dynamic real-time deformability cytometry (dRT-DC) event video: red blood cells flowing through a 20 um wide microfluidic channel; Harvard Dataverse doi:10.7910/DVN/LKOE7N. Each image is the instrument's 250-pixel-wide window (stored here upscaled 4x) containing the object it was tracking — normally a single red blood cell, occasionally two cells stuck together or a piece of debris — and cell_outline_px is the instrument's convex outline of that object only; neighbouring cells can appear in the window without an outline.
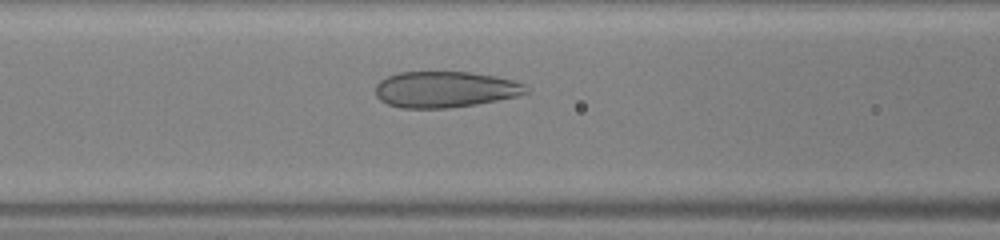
{"species": "human", "species_latin": "Homo sapiens", "temperature_condition": "warm", "stored_images_in_passage": 45, "camera_frame_rate_fps": 3000, "um_per_image_px": 0.085, "donor": {"sex": "male"}, "frame": {"image": 1, "passage_image": 18, "time_ms": 5.667, "image_size_px": [1000, 240], "cell_outline_px": [[532, 92], [516, 96], [476, 104], [448, 108], [400, 108], [388, 104], [380, 100], [376, 96], [376, 84], [380, 80], [388, 76], [400, 72], [472, 72], [496, 76], [512, 80], [524, 84]], "centroid_in_image_um": [37.84, 7.6], "position_along_channel_um": 128.8, "area_um2": 31.79}}
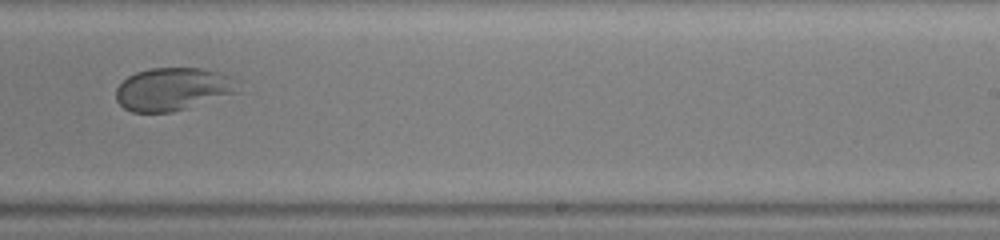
{"frame": {"image": 2, "passage_image": 28, "time_ms": 9.0, "image_size_px": [1000, 240], "cell_outline_px": [[244, 80], [236, 92], [172, 112], [132, 112], [124, 108], [116, 100], [116, 88], [128, 76], [136, 72], [148, 68], [200, 68], [220, 72]], "centroid_in_image_um": [14.73, 7.55], "position_along_channel_um": 274.3, "area_um2": 30.58}}
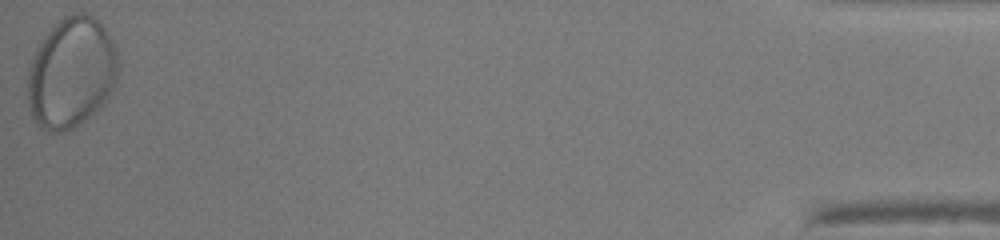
{"frame": {"image": 3, "passage_image": 45, "time_ms": 14.667, "image_size_px": [1000, 240], "cell_outline_px": [[116, 72], [112, 88], [104, 104], [84, 120], [72, 128], [64, 132], [52, 132], [40, 128], [36, 124], [32, 116], [28, 104], [28, 64], [36, 48], [52, 24], [56, 20], [64, 16], [76, 12], [92, 16], [104, 28], [112, 40], [116, 52]], "centroid_in_image_um": [6.0, 6.18], "position_along_channel_um": 429.2, "area_um2": 58.2}}